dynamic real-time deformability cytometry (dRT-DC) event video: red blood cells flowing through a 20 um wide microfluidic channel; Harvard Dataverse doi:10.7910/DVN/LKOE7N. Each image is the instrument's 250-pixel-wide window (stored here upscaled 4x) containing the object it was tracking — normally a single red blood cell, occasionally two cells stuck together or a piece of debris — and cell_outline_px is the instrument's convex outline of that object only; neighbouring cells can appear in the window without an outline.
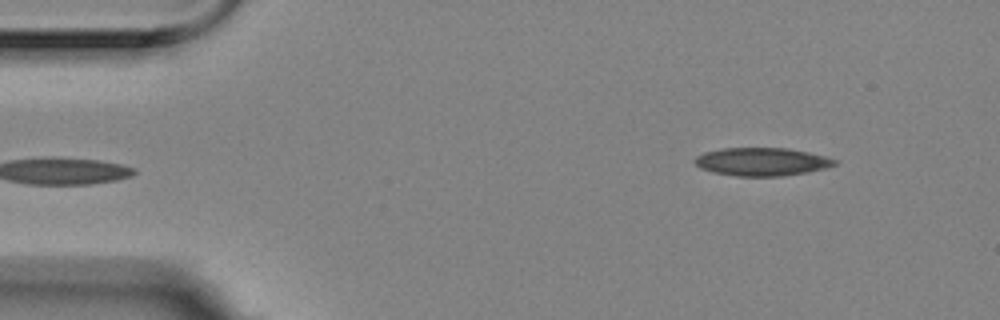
{"species": "Egyptian fruit bat (a non-hibernating species)", "species_latin": "Rousettus aegyptiacus", "temperature_condition": "room temperature", "stored_images_in_passage": 4, "segment_of_instrument_passage": [2, 2], "camera_frame_rate_fps": 3000, "um_per_image_px": 0.085, "animal": {"sex": "female"}, "frame": {"image": 1, "passage_image": 4, "time_ms": 1.0, "image_size_px": [1000, 320], "cell_outline_px": [[836, 164], [824, 168], [808, 172], [780, 176], [736, 176], [712, 172], [700, 168], [692, 160], [696, 156], [704, 152], [724, 148], [788, 148], [808, 152], [824, 156], [836, 160]], "centroid_in_image_um": [64.71, 13.74], "position_along_channel_um": 20.3, "area_um2": 22.83}}